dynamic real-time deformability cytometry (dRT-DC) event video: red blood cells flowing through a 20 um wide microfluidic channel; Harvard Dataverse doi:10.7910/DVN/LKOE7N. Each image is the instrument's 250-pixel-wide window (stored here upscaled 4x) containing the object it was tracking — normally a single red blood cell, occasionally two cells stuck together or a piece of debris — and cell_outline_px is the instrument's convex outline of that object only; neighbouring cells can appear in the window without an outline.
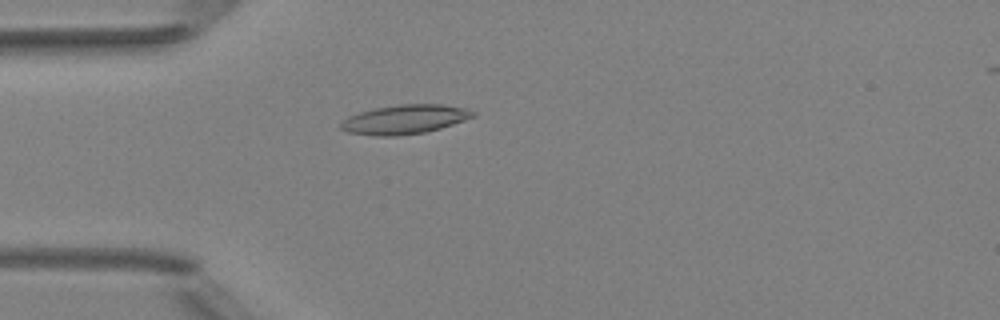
{"species": "Egyptian fruit bat (a non-hibernating species)", "species_latin": "Rousettus aegyptiacus", "temperature_condition": "room temperature", "stored_images_in_passage": 5, "camera_frame_rate_fps": 3000, "um_per_image_px": 0.085, "animal": {"sex": "female"}, "frame": {"image": 1, "passage_image": 4, "time_ms": 3.667, "image_size_px": [1000, 320], "cell_outline_px": [[476, 116], [440, 128], [424, 132], [396, 136], [376, 136], [348, 132], [340, 128], [340, 124], [348, 116], [360, 112], [376, 108], [400, 104], [440, 104], [468, 108], [476, 112]], "centroid_in_image_um": [34.42, 10.14], "position_along_channel_um": 50.6, "area_um2": 22.37}}